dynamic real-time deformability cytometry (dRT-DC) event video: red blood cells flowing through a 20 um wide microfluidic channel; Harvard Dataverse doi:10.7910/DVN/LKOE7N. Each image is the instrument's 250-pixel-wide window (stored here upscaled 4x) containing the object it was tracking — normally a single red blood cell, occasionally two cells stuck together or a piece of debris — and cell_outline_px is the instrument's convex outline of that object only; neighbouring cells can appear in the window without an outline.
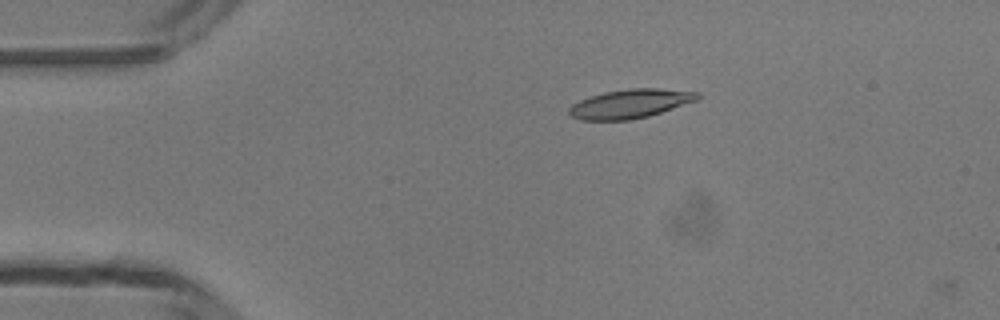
{"species": "common noctule bat (a hibernating species)", "species_latin": "Nyctalus noctula", "temperature_condition": "room temperature", "stored_images_in_passage": 3, "camera_frame_rate_fps": 3000, "um_per_image_px": 0.085, "animal": {"sex": "male", "body_mass_g": 13.3}, "frame": {"image": 1, "passage_image": 1, "time_ms": 0.0, "image_size_px": [1000, 320], "cell_outline_px": [[700, 96], [696, 100], [648, 116], [628, 120], [580, 120], [572, 116], [568, 112], [568, 108], [572, 104], [580, 100], [604, 92], [628, 88], [660, 88], [700, 92]], "centroid_in_image_um": [53.55, 8.81], "position_along_channel_um": 31.5, "area_um2": 21.5}}